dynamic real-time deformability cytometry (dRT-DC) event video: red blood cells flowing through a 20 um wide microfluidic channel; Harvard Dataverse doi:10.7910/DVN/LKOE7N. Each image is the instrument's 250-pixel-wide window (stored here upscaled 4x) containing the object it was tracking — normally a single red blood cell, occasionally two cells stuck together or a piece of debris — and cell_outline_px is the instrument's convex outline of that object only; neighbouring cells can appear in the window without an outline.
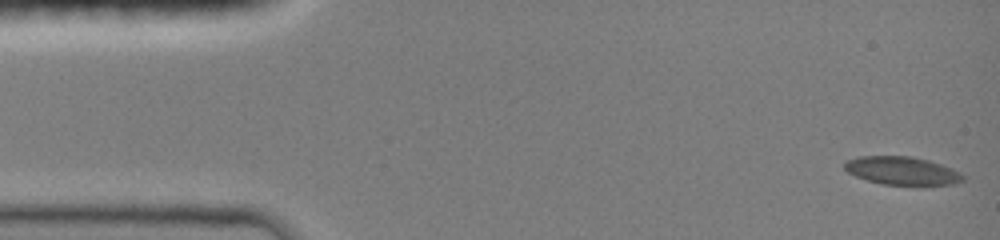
{"species": "common noctule bat (a hibernating species)", "species_latin": "Nyctalus noctula", "temperature_condition": "room temperature", "stored_images_in_passage": 61, "camera_frame_rate_fps": 3000, "um_per_image_px": 0.085, "animal": {"sex": "female", "body_mass_g": 19.0, "forearm_length_mm": 51.5}, "frame": {"image": 1, "passage_image": 1, "time_ms": 0.0, "image_size_px": [1000, 240], "cell_outline_px": [[964, 180], [952, 184], [884, 184], [868, 180], [856, 176], [848, 172], [844, 168], [844, 164], [848, 160], [860, 156], [908, 156], [928, 160], [940, 164], [964, 176]], "centroid_in_image_um": [76.62, 14.5], "position_along_channel_um": 8.4, "area_um2": 18.79}}
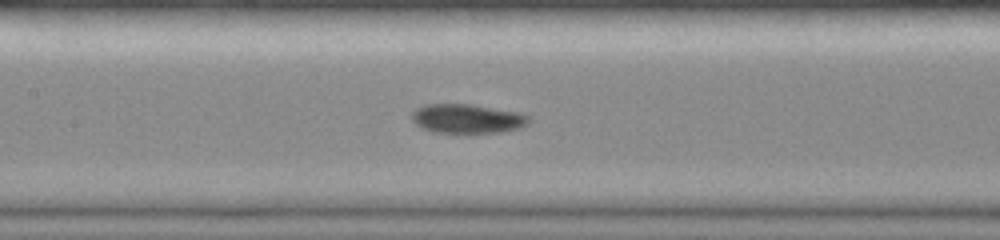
{"frame": {"image": 2, "passage_image": 24, "time_ms": 6.667, "image_size_px": [1000, 240], "cell_outline_px": [[528, 120], [520, 128], [500, 132], [436, 132], [424, 128], [416, 124], [412, 120], [412, 112], [416, 108], [424, 104], [472, 104], [516, 112], [528, 116]], "centroid_in_image_um": [39.66, 10.07], "position_along_channel_um": 167.7, "area_um2": 19.48}}
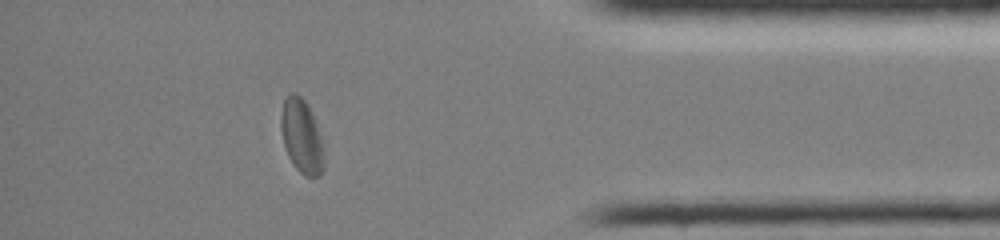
{"frame": {"image": 3, "passage_image": 52, "time_ms": 13.0, "image_size_px": [1000, 240], "cell_outline_px": [[324, 168], [320, 176], [304, 176], [296, 168], [288, 156], [284, 144], [280, 128], [280, 116], [284, 100], [292, 92], [296, 92], [308, 104], [312, 112], [324, 140]], "centroid_in_image_um": [25.67, 11.58], "position_along_channel_um": 409.5, "area_um2": 19.02}, "authors_computed_cell_mechanics": {"area_um2": 19.7676, "velocity_mm_per_s": 4.1288, "shape_relaxation_time_tau1_ms": null, "shape_relaxation_time_tau2_ms": 2.2169, "deformation_change_tau1": null, "deformation_change_tau2": 0.0564}}